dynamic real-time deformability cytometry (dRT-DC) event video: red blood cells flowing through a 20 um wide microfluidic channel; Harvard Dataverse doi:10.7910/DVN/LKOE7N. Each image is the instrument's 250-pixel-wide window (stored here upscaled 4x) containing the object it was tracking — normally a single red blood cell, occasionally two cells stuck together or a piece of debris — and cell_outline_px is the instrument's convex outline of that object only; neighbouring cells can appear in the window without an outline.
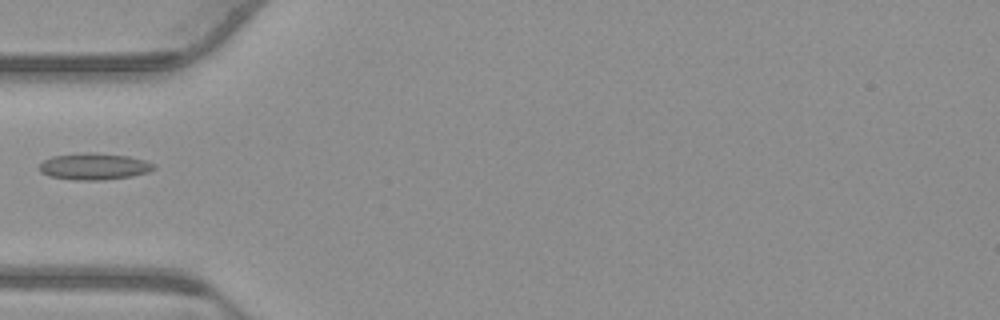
{"species": "common noctule bat (a hibernating species)", "species_latin": "Nyctalus noctula", "temperature_condition": "warm", "stored_images_in_passage": 38, "camera_frame_rate_fps": 3000, "um_per_image_px": 0.085, "animal": {"sex": "male", "body_mass_g": 23.1, "forearm_length_mm": 52.7}, "frame": {"image": 1, "passage_image": 1, "time_ms": 0.0, "image_size_px": [1000, 320], "cell_outline_px": [[156, 168], [148, 172], [132, 176], [104, 180], [76, 180], [48, 176], [40, 172], [40, 164], [44, 160], [52, 156], [84, 152], [92, 152], [128, 156], [144, 160], [156, 164]], "centroid_in_image_um": [8.01, 14.15], "position_along_channel_um": 77.0, "area_um2": 17.86}}
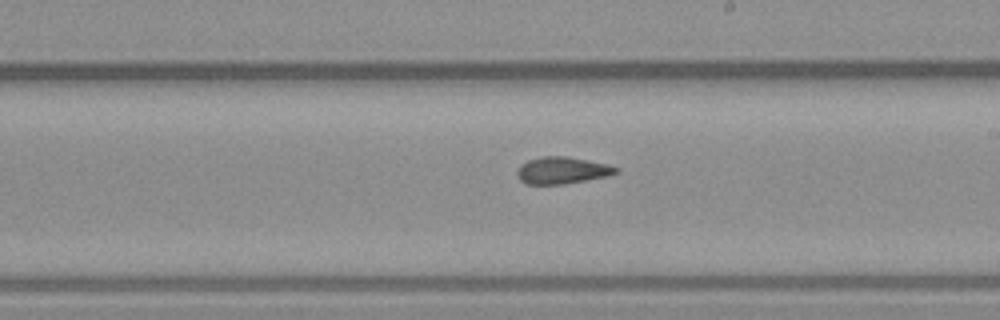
{"frame": {"image": 2, "passage_image": 14, "time_ms": 4.333, "image_size_px": [1000, 320], "cell_outline_px": [[620, 172], [608, 176], [564, 184], [528, 184], [520, 180], [516, 176], [516, 172], [520, 164], [528, 160], [544, 156], [568, 156], [608, 164], [620, 168]], "centroid_in_image_um": [47.8, 14.48], "position_along_channel_um": 241.2, "area_um2": 15.66}}
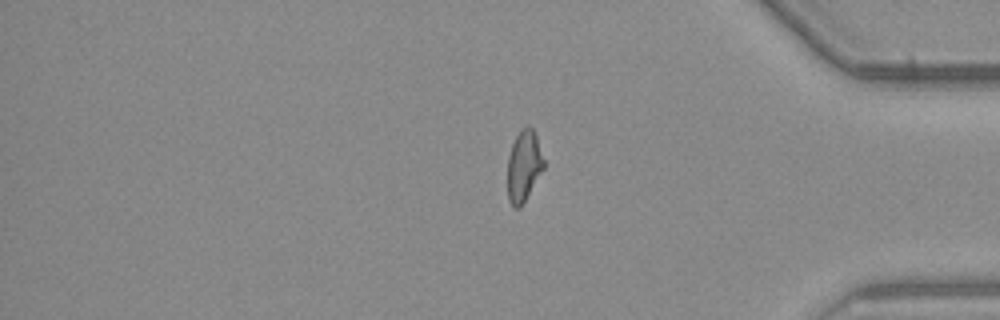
{"frame": {"image": 3, "passage_image": 28, "time_ms": 9.0, "image_size_px": [1000, 320], "cell_outline_px": [[544, 168], [520, 208], [512, 208], [508, 200], [508, 156], [512, 144], [520, 128], [528, 124], [532, 128], [536, 136], [544, 160]], "centroid_in_image_um": [44.51, 14.1], "position_along_channel_um": 390.7, "area_um2": 15.03}}